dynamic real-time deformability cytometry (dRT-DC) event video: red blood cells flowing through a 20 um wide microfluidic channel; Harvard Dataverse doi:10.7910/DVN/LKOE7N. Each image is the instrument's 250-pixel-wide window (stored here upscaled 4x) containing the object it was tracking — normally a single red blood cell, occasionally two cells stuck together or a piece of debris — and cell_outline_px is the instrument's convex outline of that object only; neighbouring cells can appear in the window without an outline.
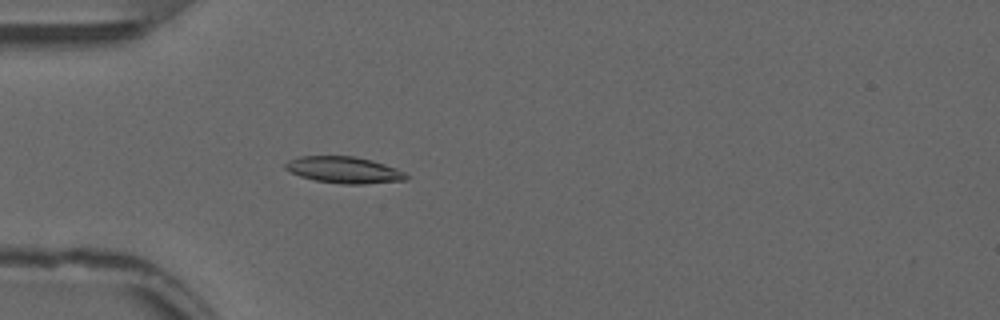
{"species": "common noctule bat (a hibernating species)", "species_latin": "Nyctalus noctula", "temperature_condition": "warm", "stored_images_in_passage": 43, "camera_frame_rate_fps": 3000, "um_per_image_px": 0.085, "animal": {"sex": "male", "forearm_length_mm": 52.5}, "frame": {"image": 1, "passage_image": 13, "time_ms": 4.0, "image_size_px": [1000, 320], "cell_outline_px": [[408, 180], [364, 184], [344, 184], [316, 180], [300, 176], [284, 168], [284, 164], [288, 160], [300, 156], [352, 156], [372, 160], [396, 168], [404, 172], [408, 176]], "centroid_in_image_um": [29.25, 14.44], "position_along_channel_um": 55.7, "area_um2": 18.61}}
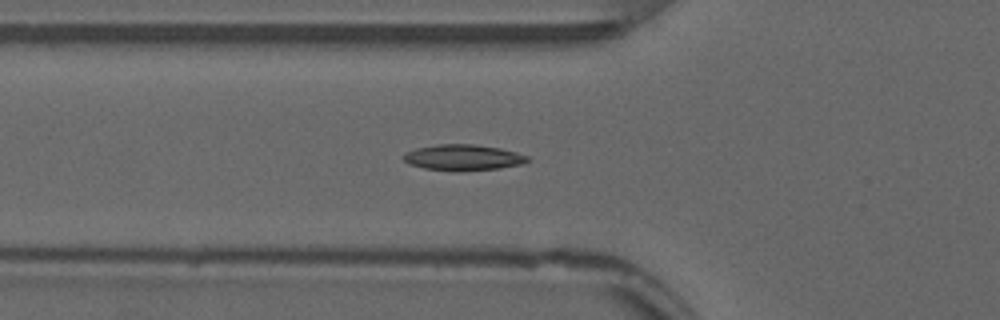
{"frame": {"image": 2, "passage_image": 16, "time_ms": 5.0, "image_size_px": [1000, 320], "cell_outline_px": [[532, 160], [520, 164], [500, 168], [456, 172], [424, 168], [408, 164], [400, 156], [404, 152], [416, 148], [436, 144], [472, 144], [500, 148], [516, 152], [528, 156]], "centroid_in_image_um": [39.32, 13.39], "position_along_channel_um": 86.5, "area_um2": 19.02}}
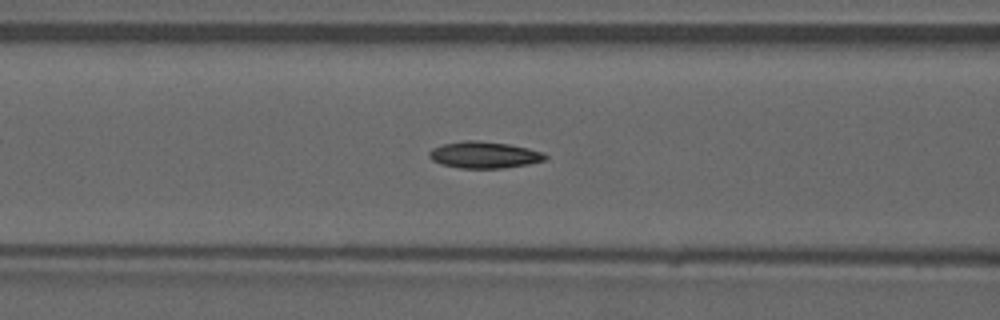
{"frame": {"image": 3, "passage_image": 19, "time_ms": 6.0, "image_size_px": [1000, 320], "cell_outline_px": [[548, 156], [544, 160], [528, 164], [504, 168], [460, 168], [440, 164], [432, 160], [428, 156], [428, 152], [432, 148], [444, 144], [464, 140], [476, 140], [508, 144], [528, 148], [544, 152]], "centroid_in_image_um": [41.14, 13.16], "position_along_channel_um": 125.5, "area_um2": 18.03}, "authors_computed_cell_mechanics": {"area_um2": 17.629, "velocity_mm_per_s": 3.8411, "shape_relaxation_time_tau1_ms": 7.7581, "shape_relaxation_time_tau2_ms": 2.7211, "deformation_change_tau1": 0.1899, "deformation_change_tau2": 0.0732}}